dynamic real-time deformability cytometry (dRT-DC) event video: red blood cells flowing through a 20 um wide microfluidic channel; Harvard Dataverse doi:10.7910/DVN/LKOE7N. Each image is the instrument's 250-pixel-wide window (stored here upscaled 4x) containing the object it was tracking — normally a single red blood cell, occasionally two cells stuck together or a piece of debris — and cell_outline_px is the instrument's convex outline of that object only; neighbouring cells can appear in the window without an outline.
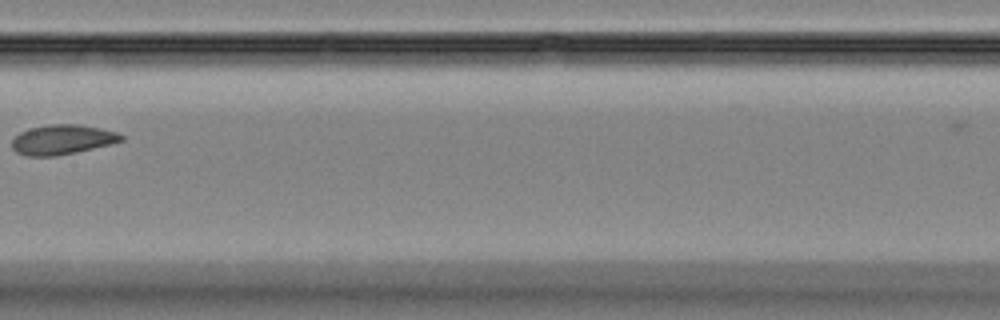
{"species": "Egyptian fruit bat (a non-hibernating species)", "species_latin": "Rousettus aegyptiacus", "temperature_condition": "room temperature", "stored_images_in_passage": 8, "camera_frame_rate_fps": 3000, "um_per_image_px": 0.085, "animal": {"sex": "female"}, "frame": {"image": 1, "passage_image": 7, "time_ms": 8.0, "image_size_px": [1000, 320], "cell_outline_px": [[124, 140], [112, 144], [76, 152], [56, 156], [24, 156], [16, 152], [12, 148], [12, 140], [20, 132], [28, 128], [48, 124], [76, 124], [100, 128], [116, 132], [124, 136]], "centroid_in_image_um": [5.28, 11.87], "position_along_channel_um": 202.1, "area_um2": 19.07}}
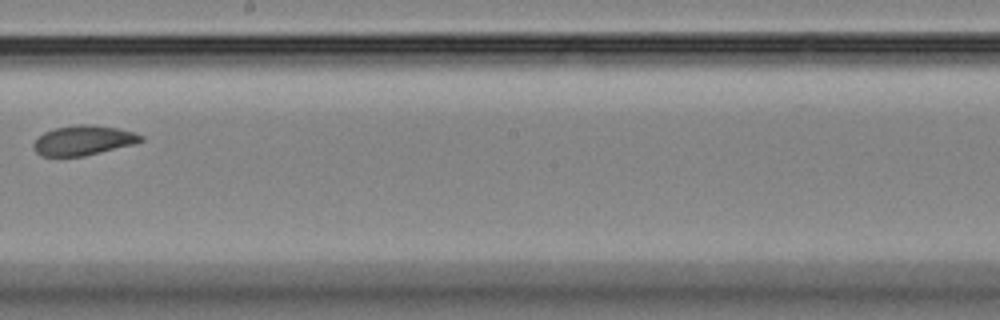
{"frame": {"image": 2, "passage_image": 8, "time_ms": 9.0, "image_size_px": [1000, 320], "cell_outline_px": [[144, 140], [132, 144], [84, 156], [40, 156], [32, 148], [32, 144], [44, 132], [56, 128], [80, 124], [88, 124], [116, 128], [132, 132], [144, 136]], "centroid_in_image_um": [7.05, 11.94], "position_along_channel_um": 241.2, "area_um2": 18.32}}